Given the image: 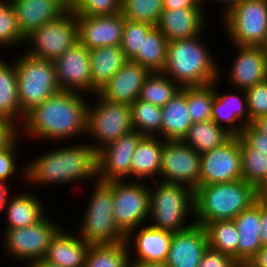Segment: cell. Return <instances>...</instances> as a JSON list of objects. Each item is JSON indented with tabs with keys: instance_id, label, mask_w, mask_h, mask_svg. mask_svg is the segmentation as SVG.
<instances>
[{
	"instance_id": "obj_1",
	"label": "cell",
	"mask_w": 267,
	"mask_h": 267,
	"mask_svg": "<svg viewBox=\"0 0 267 267\" xmlns=\"http://www.w3.org/2000/svg\"><path fill=\"white\" fill-rule=\"evenodd\" d=\"M85 98L74 91H60L49 97L25 114L20 136L62 142L86 135L88 101Z\"/></svg>"
},
{
	"instance_id": "obj_2",
	"label": "cell",
	"mask_w": 267,
	"mask_h": 267,
	"mask_svg": "<svg viewBox=\"0 0 267 267\" xmlns=\"http://www.w3.org/2000/svg\"><path fill=\"white\" fill-rule=\"evenodd\" d=\"M60 146L37 155L26 165L29 185L49 186L98 180L97 152L89 143ZM67 146V147H66Z\"/></svg>"
},
{
	"instance_id": "obj_3",
	"label": "cell",
	"mask_w": 267,
	"mask_h": 267,
	"mask_svg": "<svg viewBox=\"0 0 267 267\" xmlns=\"http://www.w3.org/2000/svg\"><path fill=\"white\" fill-rule=\"evenodd\" d=\"M203 34L204 32L190 39L168 41L166 64L162 73L181 88L207 86L220 77L224 78L219 62L202 42Z\"/></svg>"
},
{
	"instance_id": "obj_4",
	"label": "cell",
	"mask_w": 267,
	"mask_h": 267,
	"mask_svg": "<svg viewBox=\"0 0 267 267\" xmlns=\"http://www.w3.org/2000/svg\"><path fill=\"white\" fill-rule=\"evenodd\" d=\"M256 203L255 187L245 180L199 185L194 190L195 224L233 220Z\"/></svg>"
},
{
	"instance_id": "obj_5",
	"label": "cell",
	"mask_w": 267,
	"mask_h": 267,
	"mask_svg": "<svg viewBox=\"0 0 267 267\" xmlns=\"http://www.w3.org/2000/svg\"><path fill=\"white\" fill-rule=\"evenodd\" d=\"M153 185L154 189L150 187V226L175 233L195 224L194 220L185 221L191 215L194 218V191L191 188L159 180L153 181Z\"/></svg>"
},
{
	"instance_id": "obj_6",
	"label": "cell",
	"mask_w": 267,
	"mask_h": 267,
	"mask_svg": "<svg viewBox=\"0 0 267 267\" xmlns=\"http://www.w3.org/2000/svg\"><path fill=\"white\" fill-rule=\"evenodd\" d=\"M21 54L14 60L17 70L18 99L26 114L33 107L61 91L54 62Z\"/></svg>"
},
{
	"instance_id": "obj_7",
	"label": "cell",
	"mask_w": 267,
	"mask_h": 267,
	"mask_svg": "<svg viewBox=\"0 0 267 267\" xmlns=\"http://www.w3.org/2000/svg\"><path fill=\"white\" fill-rule=\"evenodd\" d=\"M89 203L78 228L79 236L90 244H115L125 241L113 216V193L103 181L93 183ZM80 228V229H79Z\"/></svg>"
},
{
	"instance_id": "obj_8",
	"label": "cell",
	"mask_w": 267,
	"mask_h": 267,
	"mask_svg": "<svg viewBox=\"0 0 267 267\" xmlns=\"http://www.w3.org/2000/svg\"><path fill=\"white\" fill-rule=\"evenodd\" d=\"M230 44L263 46L267 40V0H240L221 14Z\"/></svg>"
},
{
	"instance_id": "obj_9",
	"label": "cell",
	"mask_w": 267,
	"mask_h": 267,
	"mask_svg": "<svg viewBox=\"0 0 267 267\" xmlns=\"http://www.w3.org/2000/svg\"><path fill=\"white\" fill-rule=\"evenodd\" d=\"M93 97L95 104H88L87 107L86 135L95 139L93 144H89L98 152L133 131V127L130 105L107 101L98 93Z\"/></svg>"
},
{
	"instance_id": "obj_10",
	"label": "cell",
	"mask_w": 267,
	"mask_h": 267,
	"mask_svg": "<svg viewBox=\"0 0 267 267\" xmlns=\"http://www.w3.org/2000/svg\"><path fill=\"white\" fill-rule=\"evenodd\" d=\"M106 183L113 193L115 223L125 236L150 220V185L144 181L130 180H112Z\"/></svg>"
},
{
	"instance_id": "obj_11",
	"label": "cell",
	"mask_w": 267,
	"mask_h": 267,
	"mask_svg": "<svg viewBox=\"0 0 267 267\" xmlns=\"http://www.w3.org/2000/svg\"><path fill=\"white\" fill-rule=\"evenodd\" d=\"M46 215L35 225L22 228L4 229L3 246L5 256L14 258L13 261L27 263L43 259L46 251L56 234L63 228ZM7 253V254H6Z\"/></svg>"
},
{
	"instance_id": "obj_12",
	"label": "cell",
	"mask_w": 267,
	"mask_h": 267,
	"mask_svg": "<svg viewBox=\"0 0 267 267\" xmlns=\"http://www.w3.org/2000/svg\"><path fill=\"white\" fill-rule=\"evenodd\" d=\"M30 47L26 54L54 62L78 43L77 15L67 11L60 18L33 30L25 36Z\"/></svg>"
},
{
	"instance_id": "obj_13",
	"label": "cell",
	"mask_w": 267,
	"mask_h": 267,
	"mask_svg": "<svg viewBox=\"0 0 267 267\" xmlns=\"http://www.w3.org/2000/svg\"><path fill=\"white\" fill-rule=\"evenodd\" d=\"M201 154L183 141H165L162 150L159 181L178 183L193 191L199 186Z\"/></svg>"
},
{
	"instance_id": "obj_14",
	"label": "cell",
	"mask_w": 267,
	"mask_h": 267,
	"mask_svg": "<svg viewBox=\"0 0 267 267\" xmlns=\"http://www.w3.org/2000/svg\"><path fill=\"white\" fill-rule=\"evenodd\" d=\"M242 179L239 136L224 145L201 154L199 185L232 182Z\"/></svg>"
},
{
	"instance_id": "obj_15",
	"label": "cell",
	"mask_w": 267,
	"mask_h": 267,
	"mask_svg": "<svg viewBox=\"0 0 267 267\" xmlns=\"http://www.w3.org/2000/svg\"><path fill=\"white\" fill-rule=\"evenodd\" d=\"M144 136L137 131H131L104 146L97 152L98 180L131 181V161L137 144Z\"/></svg>"
},
{
	"instance_id": "obj_16",
	"label": "cell",
	"mask_w": 267,
	"mask_h": 267,
	"mask_svg": "<svg viewBox=\"0 0 267 267\" xmlns=\"http://www.w3.org/2000/svg\"><path fill=\"white\" fill-rule=\"evenodd\" d=\"M61 91L91 95L90 50L79 42L54 61ZM90 92V93H89Z\"/></svg>"
},
{
	"instance_id": "obj_17",
	"label": "cell",
	"mask_w": 267,
	"mask_h": 267,
	"mask_svg": "<svg viewBox=\"0 0 267 267\" xmlns=\"http://www.w3.org/2000/svg\"><path fill=\"white\" fill-rule=\"evenodd\" d=\"M125 17L122 13L105 16L77 15L78 42L89 50L120 46Z\"/></svg>"
},
{
	"instance_id": "obj_18",
	"label": "cell",
	"mask_w": 267,
	"mask_h": 267,
	"mask_svg": "<svg viewBox=\"0 0 267 267\" xmlns=\"http://www.w3.org/2000/svg\"><path fill=\"white\" fill-rule=\"evenodd\" d=\"M172 238L173 232L154 228L150 225H141L131 230L125 236L130 264L166 262ZM131 250L133 253L130 252ZM130 254L134 258L133 261Z\"/></svg>"
},
{
	"instance_id": "obj_19",
	"label": "cell",
	"mask_w": 267,
	"mask_h": 267,
	"mask_svg": "<svg viewBox=\"0 0 267 267\" xmlns=\"http://www.w3.org/2000/svg\"><path fill=\"white\" fill-rule=\"evenodd\" d=\"M231 46L238 52L227 71L228 85L236 91L246 90L267 79V54L263 46Z\"/></svg>"
},
{
	"instance_id": "obj_20",
	"label": "cell",
	"mask_w": 267,
	"mask_h": 267,
	"mask_svg": "<svg viewBox=\"0 0 267 267\" xmlns=\"http://www.w3.org/2000/svg\"><path fill=\"white\" fill-rule=\"evenodd\" d=\"M150 73L139 63L128 60L98 94L107 101L131 105L139 98L143 83Z\"/></svg>"
},
{
	"instance_id": "obj_21",
	"label": "cell",
	"mask_w": 267,
	"mask_h": 267,
	"mask_svg": "<svg viewBox=\"0 0 267 267\" xmlns=\"http://www.w3.org/2000/svg\"><path fill=\"white\" fill-rule=\"evenodd\" d=\"M220 80L221 78L214 81L215 97L212 106L211 120L225 128L233 136H239L245 126L250 124L246 92L241 89L239 90L240 95L232 92L230 93V91L228 94L225 92H218L217 87H219Z\"/></svg>"
},
{
	"instance_id": "obj_22",
	"label": "cell",
	"mask_w": 267,
	"mask_h": 267,
	"mask_svg": "<svg viewBox=\"0 0 267 267\" xmlns=\"http://www.w3.org/2000/svg\"><path fill=\"white\" fill-rule=\"evenodd\" d=\"M204 9V7L164 9L156 27L165 35L167 41L194 38L207 29Z\"/></svg>"
},
{
	"instance_id": "obj_23",
	"label": "cell",
	"mask_w": 267,
	"mask_h": 267,
	"mask_svg": "<svg viewBox=\"0 0 267 267\" xmlns=\"http://www.w3.org/2000/svg\"><path fill=\"white\" fill-rule=\"evenodd\" d=\"M9 1L14 7L18 28L24 37L68 11V0Z\"/></svg>"
},
{
	"instance_id": "obj_24",
	"label": "cell",
	"mask_w": 267,
	"mask_h": 267,
	"mask_svg": "<svg viewBox=\"0 0 267 267\" xmlns=\"http://www.w3.org/2000/svg\"><path fill=\"white\" fill-rule=\"evenodd\" d=\"M207 247L204 226L194 224L184 231L173 233L165 263L168 267H198Z\"/></svg>"
},
{
	"instance_id": "obj_25",
	"label": "cell",
	"mask_w": 267,
	"mask_h": 267,
	"mask_svg": "<svg viewBox=\"0 0 267 267\" xmlns=\"http://www.w3.org/2000/svg\"><path fill=\"white\" fill-rule=\"evenodd\" d=\"M69 233L62 228L52 239L43 259L63 267H84L91 244Z\"/></svg>"
},
{
	"instance_id": "obj_26",
	"label": "cell",
	"mask_w": 267,
	"mask_h": 267,
	"mask_svg": "<svg viewBox=\"0 0 267 267\" xmlns=\"http://www.w3.org/2000/svg\"><path fill=\"white\" fill-rule=\"evenodd\" d=\"M28 191L20 192L18 194L7 197L5 206L6 227L3 229H14L29 227L41 221L47 214H45V205H42L40 197ZM37 197V198H36ZM9 205V206H8Z\"/></svg>"
},
{
	"instance_id": "obj_27",
	"label": "cell",
	"mask_w": 267,
	"mask_h": 267,
	"mask_svg": "<svg viewBox=\"0 0 267 267\" xmlns=\"http://www.w3.org/2000/svg\"><path fill=\"white\" fill-rule=\"evenodd\" d=\"M163 145L160 137L144 136L140 140L132 156L131 181L157 180L154 177H159Z\"/></svg>"
},
{
	"instance_id": "obj_28",
	"label": "cell",
	"mask_w": 267,
	"mask_h": 267,
	"mask_svg": "<svg viewBox=\"0 0 267 267\" xmlns=\"http://www.w3.org/2000/svg\"><path fill=\"white\" fill-rule=\"evenodd\" d=\"M127 61L120 46H105L90 50L91 94L98 93Z\"/></svg>"
},
{
	"instance_id": "obj_29",
	"label": "cell",
	"mask_w": 267,
	"mask_h": 267,
	"mask_svg": "<svg viewBox=\"0 0 267 267\" xmlns=\"http://www.w3.org/2000/svg\"><path fill=\"white\" fill-rule=\"evenodd\" d=\"M238 237V262L248 263L255 253L262 247L260 234V204L254 203L243 210L233 219Z\"/></svg>"
},
{
	"instance_id": "obj_30",
	"label": "cell",
	"mask_w": 267,
	"mask_h": 267,
	"mask_svg": "<svg viewBox=\"0 0 267 267\" xmlns=\"http://www.w3.org/2000/svg\"><path fill=\"white\" fill-rule=\"evenodd\" d=\"M162 109V139L165 141H182L193 124L186 103V87Z\"/></svg>"
},
{
	"instance_id": "obj_31",
	"label": "cell",
	"mask_w": 267,
	"mask_h": 267,
	"mask_svg": "<svg viewBox=\"0 0 267 267\" xmlns=\"http://www.w3.org/2000/svg\"><path fill=\"white\" fill-rule=\"evenodd\" d=\"M13 64L0 57V117L21 126L25 114L18 99L17 70ZM19 121V122H18Z\"/></svg>"
},
{
	"instance_id": "obj_32",
	"label": "cell",
	"mask_w": 267,
	"mask_h": 267,
	"mask_svg": "<svg viewBox=\"0 0 267 267\" xmlns=\"http://www.w3.org/2000/svg\"><path fill=\"white\" fill-rule=\"evenodd\" d=\"M233 135L213 120L193 123L182 141L199 154L211 151L228 142Z\"/></svg>"
},
{
	"instance_id": "obj_33",
	"label": "cell",
	"mask_w": 267,
	"mask_h": 267,
	"mask_svg": "<svg viewBox=\"0 0 267 267\" xmlns=\"http://www.w3.org/2000/svg\"><path fill=\"white\" fill-rule=\"evenodd\" d=\"M168 41L165 35L155 26L143 38L142 53L131 61L139 63L152 72H162L167 58Z\"/></svg>"
},
{
	"instance_id": "obj_34",
	"label": "cell",
	"mask_w": 267,
	"mask_h": 267,
	"mask_svg": "<svg viewBox=\"0 0 267 267\" xmlns=\"http://www.w3.org/2000/svg\"><path fill=\"white\" fill-rule=\"evenodd\" d=\"M134 131L149 137H162V109L137 99L130 105Z\"/></svg>"
},
{
	"instance_id": "obj_35",
	"label": "cell",
	"mask_w": 267,
	"mask_h": 267,
	"mask_svg": "<svg viewBox=\"0 0 267 267\" xmlns=\"http://www.w3.org/2000/svg\"><path fill=\"white\" fill-rule=\"evenodd\" d=\"M84 267H130L126 242L91 244Z\"/></svg>"
},
{
	"instance_id": "obj_36",
	"label": "cell",
	"mask_w": 267,
	"mask_h": 267,
	"mask_svg": "<svg viewBox=\"0 0 267 267\" xmlns=\"http://www.w3.org/2000/svg\"><path fill=\"white\" fill-rule=\"evenodd\" d=\"M204 228L210 248L229 254L238 261L239 237L233 220L208 222Z\"/></svg>"
},
{
	"instance_id": "obj_37",
	"label": "cell",
	"mask_w": 267,
	"mask_h": 267,
	"mask_svg": "<svg viewBox=\"0 0 267 267\" xmlns=\"http://www.w3.org/2000/svg\"><path fill=\"white\" fill-rule=\"evenodd\" d=\"M180 89L181 87L167 75L162 72H152L143 83L139 99L163 107Z\"/></svg>"
},
{
	"instance_id": "obj_38",
	"label": "cell",
	"mask_w": 267,
	"mask_h": 267,
	"mask_svg": "<svg viewBox=\"0 0 267 267\" xmlns=\"http://www.w3.org/2000/svg\"><path fill=\"white\" fill-rule=\"evenodd\" d=\"M214 82L207 86L186 87V103L193 123L211 120Z\"/></svg>"
},
{
	"instance_id": "obj_39",
	"label": "cell",
	"mask_w": 267,
	"mask_h": 267,
	"mask_svg": "<svg viewBox=\"0 0 267 267\" xmlns=\"http://www.w3.org/2000/svg\"><path fill=\"white\" fill-rule=\"evenodd\" d=\"M242 179L257 187L267 179V154L249 148L240 139Z\"/></svg>"
},
{
	"instance_id": "obj_40",
	"label": "cell",
	"mask_w": 267,
	"mask_h": 267,
	"mask_svg": "<svg viewBox=\"0 0 267 267\" xmlns=\"http://www.w3.org/2000/svg\"><path fill=\"white\" fill-rule=\"evenodd\" d=\"M163 11V0H124L121 3V13L125 18L154 26Z\"/></svg>"
},
{
	"instance_id": "obj_41",
	"label": "cell",
	"mask_w": 267,
	"mask_h": 267,
	"mask_svg": "<svg viewBox=\"0 0 267 267\" xmlns=\"http://www.w3.org/2000/svg\"><path fill=\"white\" fill-rule=\"evenodd\" d=\"M25 37L18 28L16 13L10 1L0 0V46L24 45Z\"/></svg>"
},
{
	"instance_id": "obj_42",
	"label": "cell",
	"mask_w": 267,
	"mask_h": 267,
	"mask_svg": "<svg viewBox=\"0 0 267 267\" xmlns=\"http://www.w3.org/2000/svg\"><path fill=\"white\" fill-rule=\"evenodd\" d=\"M154 27V25L149 23L125 18L120 47L127 60H132L138 53H142L143 38L146 37Z\"/></svg>"
},
{
	"instance_id": "obj_43",
	"label": "cell",
	"mask_w": 267,
	"mask_h": 267,
	"mask_svg": "<svg viewBox=\"0 0 267 267\" xmlns=\"http://www.w3.org/2000/svg\"><path fill=\"white\" fill-rule=\"evenodd\" d=\"M68 10L76 15H114L121 13V2L119 0H68Z\"/></svg>"
},
{
	"instance_id": "obj_44",
	"label": "cell",
	"mask_w": 267,
	"mask_h": 267,
	"mask_svg": "<svg viewBox=\"0 0 267 267\" xmlns=\"http://www.w3.org/2000/svg\"><path fill=\"white\" fill-rule=\"evenodd\" d=\"M20 138L23 139L19 135L8 147L0 150V181L6 183L7 185H9L8 180H10V178H12L15 174L18 175V173L23 176H20L22 181L24 179V182H26V165H22L20 169L17 165L18 161H16L18 157V154H16L18 153L17 146H19L17 143ZM18 169L22 172H19Z\"/></svg>"
},
{
	"instance_id": "obj_45",
	"label": "cell",
	"mask_w": 267,
	"mask_h": 267,
	"mask_svg": "<svg viewBox=\"0 0 267 267\" xmlns=\"http://www.w3.org/2000/svg\"><path fill=\"white\" fill-rule=\"evenodd\" d=\"M250 124L267 115V79L245 90Z\"/></svg>"
},
{
	"instance_id": "obj_46",
	"label": "cell",
	"mask_w": 267,
	"mask_h": 267,
	"mask_svg": "<svg viewBox=\"0 0 267 267\" xmlns=\"http://www.w3.org/2000/svg\"><path fill=\"white\" fill-rule=\"evenodd\" d=\"M239 262L231 255L212 249L205 250L198 267H238Z\"/></svg>"
},
{
	"instance_id": "obj_47",
	"label": "cell",
	"mask_w": 267,
	"mask_h": 267,
	"mask_svg": "<svg viewBox=\"0 0 267 267\" xmlns=\"http://www.w3.org/2000/svg\"><path fill=\"white\" fill-rule=\"evenodd\" d=\"M239 138L249 147L267 154V135L260 132L252 123L246 125Z\"/></svg>"
},
{
	"instance_id": "obj_48",
	"label": "cell",
	"mask_w": 267,
	"mask_h": 267,
	"mask_svg": "<svg viewBox=\"0 0 267 267\" xmlns=\"http://www.w3.org/2000/svg\"><path fill=\"white\" fill-rule=\"evenodd\" d=\"M20 135V127L7 118L0 117V150L8 147Z\"/></svg>"
},
{
	"instance_id": "obj_49",
	"label": "cell",
	"mask_w": 267,
	"mask_h": 267,
	"mask_svg": "<svg viewBox=\"0 0 267 267\" xmlns=\"http://www.w3.org/2000/svg\"><path fill=\"white\" fill-rule=\"evenodd\" d=\"M164 9L203 7L199 0H163Z\"/></svg>"
},
{
	"instance_id": "obj_50",
	"label": "cell",
	"mask_w": 267,
	"mask_h": 267,
	"mask_svg": "<svg viewBox=\"0 0 267 267\" xmlns=\"http://www.w3.org/2000/svg\"><path fill=\"white\" fill-rule=\"evenodd\" d=\"M251 267H267V245H263L248 261Z\"/></svg>"
},
{
	"instance_id": "obj_51",
	"label": "cell",
	"mask_w": 267,
	"mask_h": 267,
	"mask_svg": "<svg viewBox=\"0 0 267 267\" xmlns=\"http://www.w3.org/2000/svg\"><path fill=\"white\" fill-rule=\"evenodd\" d=\"M260 234L261 245H267V206L260 205Z\"/></svg>"
},
{
	"instance_id": "obj_52",
	"label": "cell",
	"mask_w": 267,
	"mask_h": 267,
	"mask_svg": "<svg viewBox=\"0 0 267 267\" xmlns=\"http://www.w3.org/2000/svg\"><path fill=\"white\" fill-rule=\"evenodd\" d=\"M256 203L267 206V179L255 187Z\"/></svg>"
},
{
	"instance_id": "obj_53",
	"label": "cell",
	"mask_w": 267,
	"mask_h": 267,
	"mask_svg": "<svg viewBox=\"0 0 267 267\" xmlns=\"http://www.w3.org/2000/svg\"><path fill=\"white\" fill-rule=\"evenodd\" d=\"M9 188L6 183L0 181V212L3 211L7 197L10 195L8 194L10 192Z\"/></svg>"
},
{
	"instance_id": "obj_54",
	"label": "cell",
	"mask_w": 267,
	"mask_h": 267,
	"mask_svg": "<svg viewBox=\"0 0 267 267\" xmlns=\"http://www.w3.org/2000/svg\"><path fill=\"white\" fill-rule=\"evenodd\" d=\"M252 124L262 133L267 135V115L257 118Z\"/></svg>"
},
{
	"instance_id": "obj_55",
	"label": "cell",
	"mask_w": 267,
	"mask_h": 267,
	"mask_svg": "<svg viewBox=\"0 0 267 267\" xmlns=\"http://www.w3.org/2000/svg\"><path fill=\"white\" fill-rule=\"evenodd\" d=\"M199 1L203 5L205 0H199ZM213 1H215V2H217V3H219L221 5L220 8H222L221 9L222 13H220V14H223V12H225L228 8H230L233 4L239 2L240 0H213ZM211 2H212V0H211Z\"/></svg>"
},
{
	"instance_id": "obj_56",
	"label": "cell",
	"mask_w": 267,
	"mask_h": 267,
	"mask_svg": "<svg viewBox=\"0 0 267 267\" xmlns=\"http://www.w3.org/2000/svg\"><path fill=\"white\" fill-rule=\"evenodd\" d=\"M28 267H63V266L57 265L55 263L49 262L44 259H40L32 262Z\"/></svg>"
},
{
	"instance_id": "obj_57",
	"label": "cell",
	"mask_w": 267,
	"mask_h": 267,
	"mask_svg": "<svg viewBox=\"0 0 267 267\" xmlns=\"http://www.w3.org/2000/svg\"><path fill=\"white\" fill-rule=\"evenodd\" d=\"M130 267H168L165 262H147L130 264Z\"/></svg>"
},
{
	"instance_id": "obj_58",
	"label": "cell",
	"mask_w": 267,
	"mask_h": 267,
	"mask_svg": "<svg viewBox=\"0 0 267 267\" xmlns=\"http://www.w3.org/2000/svg\"><path fill=\"white\" fill-rule=\"evenodd\" d=\"M238 267H251L248 263H239Z\"/></svg>"
},
{
	"instance_id": "obj_59",
	"label": "cell",
	"mask_w": 267,
	"mask_h": 267,
	"mask_svg": "<svg viewBox=\"0 0 267 267\" xmlns=\"http://www.w3.org/2000/svg\"><path fill=\"white\" fill-rule=\"evenodd\" d=\"M263 48H264V52L267 54V40H266L265 44L263 45Z\"/></svg>"
}]
</instances>
